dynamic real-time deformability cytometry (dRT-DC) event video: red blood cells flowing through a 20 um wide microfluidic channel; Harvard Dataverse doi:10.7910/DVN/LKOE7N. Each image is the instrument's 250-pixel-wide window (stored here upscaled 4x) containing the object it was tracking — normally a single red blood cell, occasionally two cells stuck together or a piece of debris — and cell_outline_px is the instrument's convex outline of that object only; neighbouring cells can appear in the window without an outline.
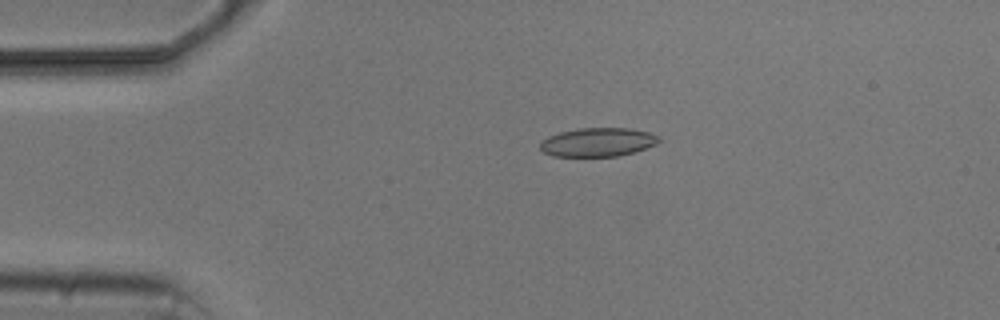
{"species": "common noctule bat (a hibernating species)", "species_latin": "Nyctalus noctula", "temperature_condition": "cold", "stored_images_in_passage": 4, "camera_frame_rate_fps": 3000, "um_per_image_px": 0.085, "animal": {"sex": "male", "body_mass_g": 20.5, "forearm_length_mm": 52.5}, "frame": {"image": 1, "passage_image": 3, "time_ms": 2.333, "image_size_px": [1000, 320], "cell_outline_px": [[660, 140], [656, 144], [636, 152], [616, 156], [552, 156], [544, 152], [540, 148], [540, 140], [548, 136], [560, 132], [580, 128], [628, 128], [648, 132], [660, 136]], "centroid_in_image_um": [50.81, 12.08], "position_along_channel_um": 34.2, "area_um2": 19.94}}